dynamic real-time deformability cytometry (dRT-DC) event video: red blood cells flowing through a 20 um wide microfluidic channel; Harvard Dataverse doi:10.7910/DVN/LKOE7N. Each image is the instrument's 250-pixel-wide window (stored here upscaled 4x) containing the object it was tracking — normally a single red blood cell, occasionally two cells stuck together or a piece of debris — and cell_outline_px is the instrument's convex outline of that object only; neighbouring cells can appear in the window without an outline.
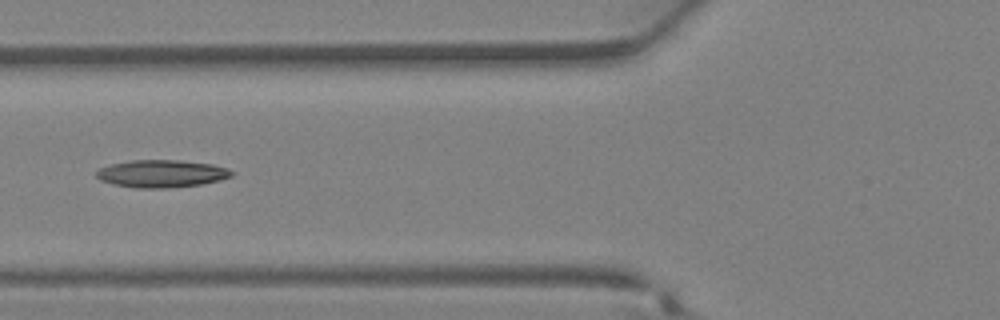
{"species": "Egyptian fruit bat (a non-hibernating species)", "species_latin": "Rousettus aegyptiacus", "temperature_condition": "warm", "stored_images_in_passage": 18, "camera_frame_rate_fps": 3000, "um_per_image_px": 0.085, "animal": {"sex": "female"}, "frame": {"image": 1, "passage_image": 12, "time_ms": 3.667, "image_size_px": [1000, 320], "cell_outline_px": [[236, 172], [232, 176], [220, 180], [200, 184], [164, 188], [136, 188], [116, 184], [100, 180], [96, 176], [96, 172], [100, 168], [112, 164], [132, 160], [180, 160], [212, 164], [228, 168]], "centroid_in_image_um": [13.77, 14.75], "position_along_channel_um": 112.0, "area_um2": 21.56}}
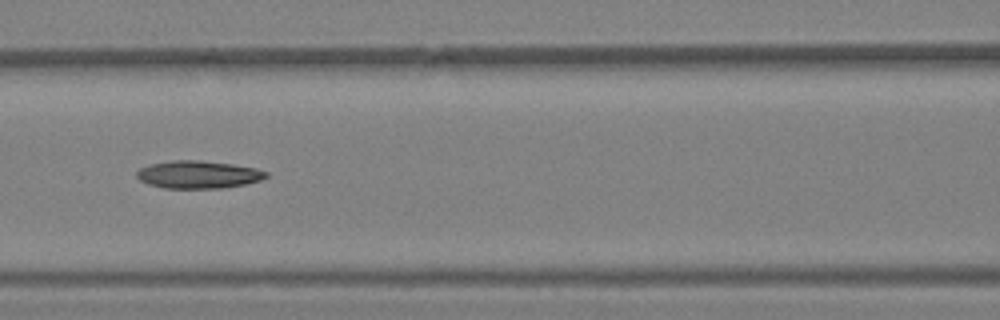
{"frame": {"image": 2, "passage_image": 14, "time_ms": 4.333, "image_size_px": [1000, 320], "cell_outline_px": [[268, 176], [260, 180], [244, 184], [220, 188], [164, 188], [148, 184], [140, 180], [136, 176], [136, 172], [140, 168], [148, 164], [172, 160], [200, 160], [232, 164], [256, 168], [268, 172]], "centroid_in_image_um": [16.83, 14.83], "position_along_channel_um": 149.8, "area_um2": 20.87}}